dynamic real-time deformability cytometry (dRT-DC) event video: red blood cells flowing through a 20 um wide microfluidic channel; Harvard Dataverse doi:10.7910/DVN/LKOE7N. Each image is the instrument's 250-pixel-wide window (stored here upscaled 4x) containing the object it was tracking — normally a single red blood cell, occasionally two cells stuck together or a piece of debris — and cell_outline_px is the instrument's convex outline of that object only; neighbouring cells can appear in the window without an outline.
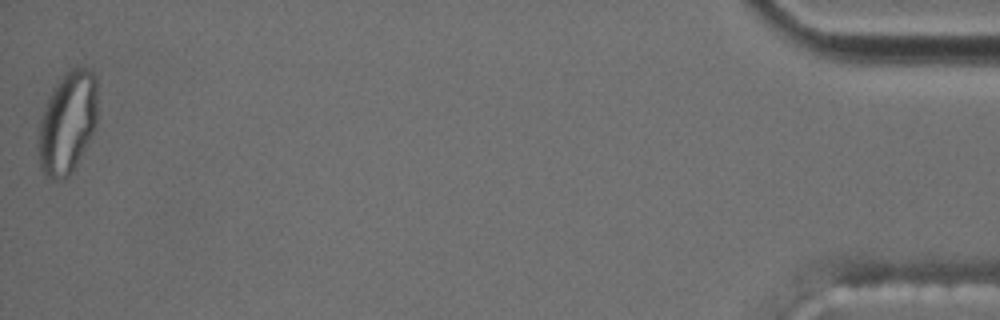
{"species": "common noctule bat (a hibernating species)", "species_latin": "Nyctalus noctula", "temperature_condition": "cold", "stored_images_in_passage": 46, "segment_of_instrument_passage": [2, 2], "camera_frame_rate_fps": 3000, "um_per_image_px": 0.085, "animal": {"sex": "male", "body_mass_g": 17.5, "forearm_length_mm": 52.3}, "frame": {"image": 1, "passage_image": 46, "time_ms": 15.0, "image_size_px": [1000, 320], "cell_outline_px": [[96, 124], [92, 132], [68, 176], [60, 180], [48, 176], [40, 168], [36, 148], [36, 128], [52, 88], [72, 68], [88, 68], [92, 72], [96, 80]], "centroid_in_image_um": [5.66, 10.42], "position_along_channel_um": 429.5, "area_um2": 34.8}}